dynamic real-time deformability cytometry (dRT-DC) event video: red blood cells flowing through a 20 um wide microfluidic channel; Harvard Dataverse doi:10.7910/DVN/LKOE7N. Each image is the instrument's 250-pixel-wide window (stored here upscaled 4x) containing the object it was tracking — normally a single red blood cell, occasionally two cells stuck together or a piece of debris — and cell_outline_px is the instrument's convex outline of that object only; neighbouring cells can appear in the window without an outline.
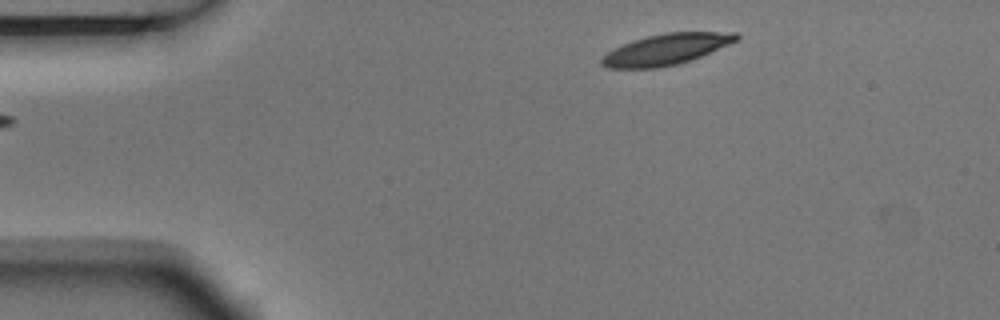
{"species": "Egyptian fruit bat (a non-hibernating species)", "species_latin": "Rousettus aegyptiacus", "temperature_condition": "room temperature", "stored_images_in_passage": 3, "segment_of_instrument_passage": [2, 2], "camera_frame_rate_fps": 3000, "um_per_image_px": 0.085, "animal": {"sex": "male"}, "frame": {"image": 1, "passage_image": 3, "time_ms": 0.667, "image_size_px": [1000, 320], "cell_outline_px": [[740, 36], [736, 40], [728, 44], [692, 60], [660, 68], [608, 68], [600, 64], [600, 56], [612, 48], [632, 40], [664, 32], [736, 32]], "centroid_in_image_um": [56.55, 4.19], "position_along_channel_um": 28.5, "area_um2": 24.39}}